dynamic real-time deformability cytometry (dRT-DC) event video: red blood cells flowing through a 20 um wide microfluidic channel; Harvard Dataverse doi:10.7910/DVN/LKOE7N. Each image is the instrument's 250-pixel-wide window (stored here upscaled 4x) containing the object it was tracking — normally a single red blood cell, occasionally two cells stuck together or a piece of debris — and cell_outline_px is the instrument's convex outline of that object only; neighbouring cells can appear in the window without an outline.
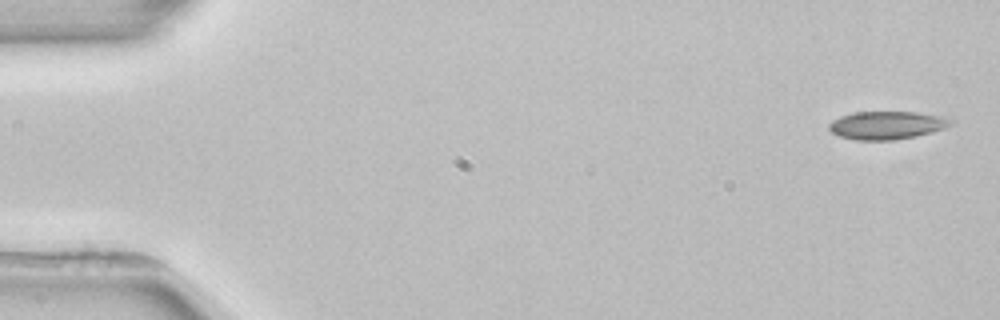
{"species": "common noctule bat (a hibernating species)", "species_latin": "Nyctalus noctula", "temperature_condition": "room temperature", "stored_images_in_passage": 3, "camera_frame_rate_fps": 3000, "um_per_image_px": 0.085, "animal": {"sex": "female", "body_mass_g": 22.7, "forearm_length_mm": 54.2}, "frame": {"image": 1, "passage_image": 1, "time_ms": 0.0, "image_size_px": [1000, 320], "cell_outline_px": [[956, 120], [952, 124], [944, 128], [932, 132], [916, 136], [892, 140], [856, 140], [840, 136], [832, 132], [828, 128], [828, 124], [832, 120], [840, 116], [852, 112], [916, 112], [940, 116]], "centroid_in_image_um": [75.37, 10.64], "position_along_channel_um": 9.6, "area_um2": 19.94}}
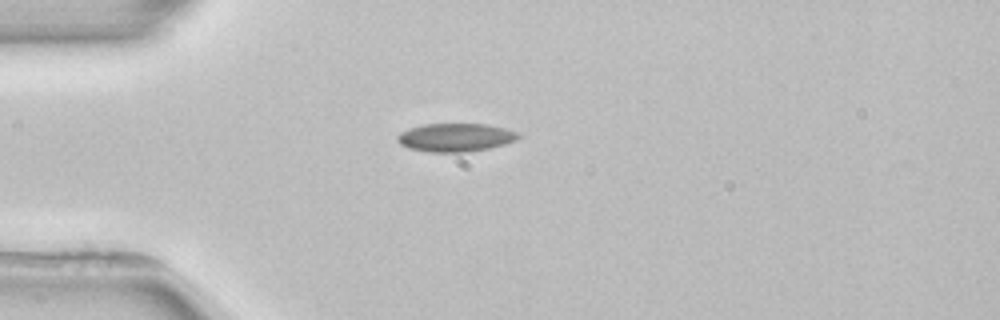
{"frame": {"image": 2, "passage_image": 3, "time_ms": 4.0, "image_size_px": [1000, 320], "cell_outline_px": [[520, 136], [516, 140], [504, 144], [488, 148], [468, 152], [432, 152], [408, 148], [400, 144], [396, 140], [396, 136], [400, 132], [408, 128], [424, 124], [484, 124], [504, 128], [516, 132]], "centroid_in_image_um": [38.66, 11.68], "position_along_channel_um": 46.3, "area_um2": 19.88}}